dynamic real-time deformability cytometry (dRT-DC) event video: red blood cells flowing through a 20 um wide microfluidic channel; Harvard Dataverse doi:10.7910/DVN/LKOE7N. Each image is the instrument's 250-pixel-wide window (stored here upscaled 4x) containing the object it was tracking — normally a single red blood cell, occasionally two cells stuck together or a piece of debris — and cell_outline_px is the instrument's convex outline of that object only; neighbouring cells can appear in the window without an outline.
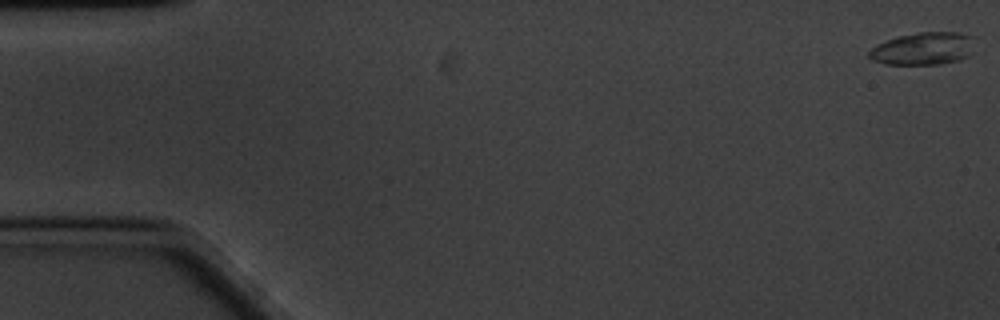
{"species": "common noctule bat (a hibernating species)", "species_latin": "Nyctalus noctula", "temperature_condition": "cold", "stored_images_in_passage": 61, "camera_frame_rate_fps": 3000, "um_per_image_px": 0.085, "animal": {"sex": "male", "body_mass_g": 20.1, "forearm_length_mm": 53.5}, "frame": {"image": 1, "passage_image": 1, "time_ms": 0.0, "image_size_px": [1000, 320], "cell_outline_px": [[972, 36], [968, 56], [960, 60], [940, 64], [884, 64], [872, 60], [868, 56], [868, 52], [872, 48], [888, 40], [900, 36], [920, 32], [960, 32]], "centroid_in_image_um": [78.45, 4.14], "position_along_channel_um": 6.6, "area_um2": 19.65}}
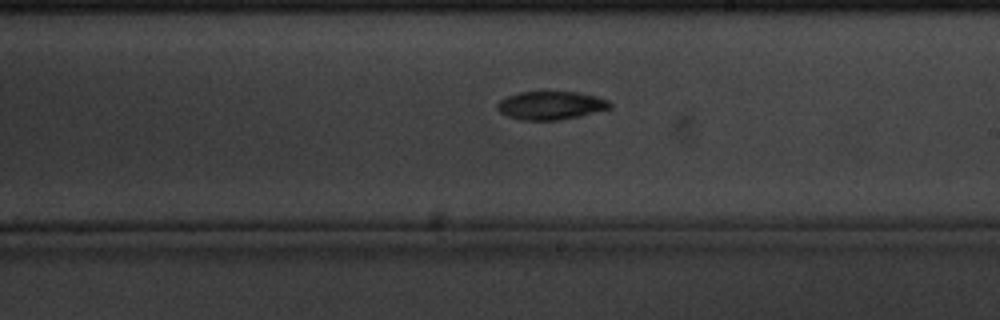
{"frame": {"image": 2, "passage_image": 35, "time_ms": 11.333, "image_size_px": [1000, 320], "cell_outline_px": [[612, 108], [560, 120], [520, 120], [508, 116], [500, 112], [496, 108], [496, 104], [500, 100], [508, 96], [520, 92], [580, 92], [596, 96], [608, 100], [612, 104]], "centroid_in_image_um": [46.82, 8.96], "position_along_channel_um": 242.2, "area_um2": 18.55}}
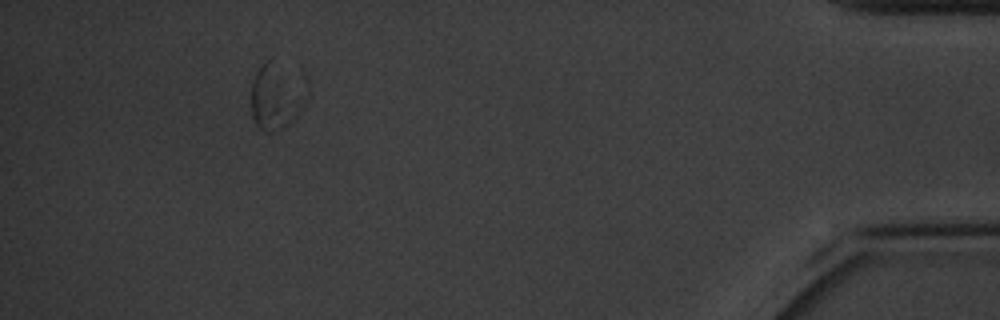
{"frame": {"image": 3, "passage_image": 56, "time_ms": 18.333, "image_size_px": [1000, 320], "cell_outline_px": [[296, 116], [284, 128], [268, 132], [264, 132], [256, 124], [252, 116], [252, 80], [256, 72], [272, 56]], "centroid_in_image_um": [22.99, 8.44], "position_along_channel_um": 412.2, "area_um2": 15.78}, "authors_computed_cell_mechanics": {"area_um2": 19.1318, "velocity_mm_per_s": 3.2978, "shape_relaxation_time_tau1_ms": 5.2346, "shape_relaxation_time_tau2_ms": null, "deformation_change_tau1": 0.1707, "deformation_change_tau2": null}}